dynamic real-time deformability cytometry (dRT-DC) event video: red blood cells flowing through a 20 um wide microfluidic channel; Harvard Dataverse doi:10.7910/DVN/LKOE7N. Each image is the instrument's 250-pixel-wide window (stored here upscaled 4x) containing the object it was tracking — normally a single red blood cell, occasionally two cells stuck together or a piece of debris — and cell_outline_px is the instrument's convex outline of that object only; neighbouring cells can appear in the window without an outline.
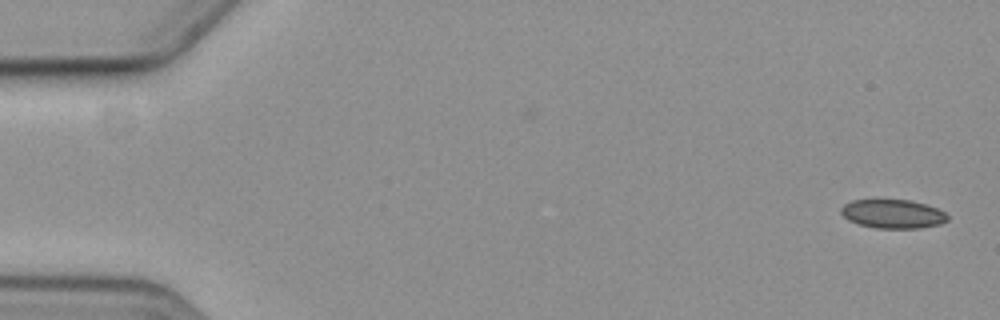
{"species": "common noctule bat (a hibernating species)", "species_latin": "Nyctalus noctula", "temperature_condition": "cold", "stored_images_in_passage": 5, "camera_frame_rate_fps": 3000, "um_per_image_px": 0.085, "animal": {"sex": "female", "body_mass_g": 19.3, "forearm_length_mm": 54.1}, "frame": {"image": 1, "passage_image": 1, "time_ms": 0.0, "image_size_px": [1000, 320], "cell_outline_px": [[948, 220], [940, 224], [920, 228], [876, 228], [860, 224], [848, 220], [840, 212], [840, 208], [844, 204], [852, 200], [908, 200], [924, 204], [936, 208], [944, 212], [948, 216]], "centroid_in_image_um": [75.87, 18.18], "position_along_channel_um": 9.1, "area_um2": 17.74}}
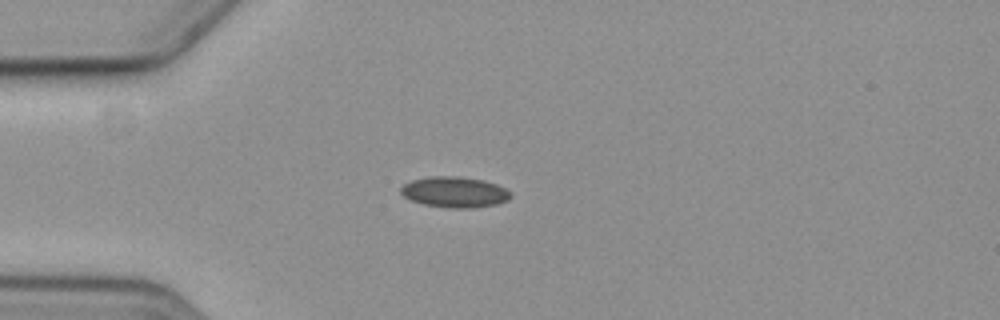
{"frame": {"image": 2, "passage_image": 5, "time_ms": 4.667, "image_size_px": [1000, 320], "cell_outline_px": [[512, 196], [508, 200], [496, 204], [472, 208], [444, 208], [424, 204], [412, 200], [404, 196], [400, 192], [400, 188], [404, 184], [412, 180], [428, 176], [456, 176], [484, 180], [496, 184], [512, 192]], "centroid_in_image_um": [38.65, 16.33], "position_along_channel_um": 46.4, "area_um2": 19.77}}